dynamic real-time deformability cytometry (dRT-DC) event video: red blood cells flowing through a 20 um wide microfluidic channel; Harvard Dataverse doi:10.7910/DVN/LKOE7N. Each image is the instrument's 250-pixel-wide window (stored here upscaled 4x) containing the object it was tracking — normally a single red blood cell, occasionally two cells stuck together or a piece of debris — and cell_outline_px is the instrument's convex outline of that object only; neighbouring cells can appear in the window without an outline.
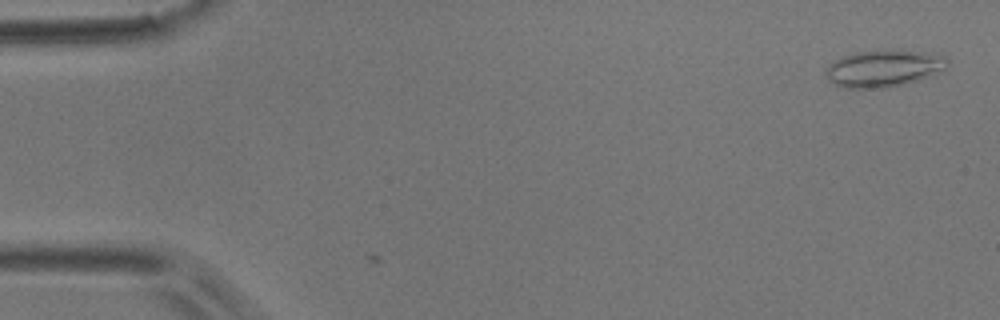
{"species": "common noctule bat (a hibernating species)", "species_latin": "Nyctalus noctula", "temperature_condition": "room temperature", "stored_images_in_passage": 3, "camera_frame_rate_fps": 3000, "um_per_image_px": 0.085, "animal": {"sex": "male", "body_mass_g": 17.9}, "frame": {"image": 1, "passage_image": 3, "time_ms": 0.667, "image_size_px": [1000, 320], "cell_outline_px": [[948, 68], [920, 80], [888, 88], [844, 88], [832, 84], [828, 80], [824, 72], [828, 64], [844, 56], [856, 52], [900, 48], [940, 52], [948, 56]], "centroid_in_image_um": [75.21, 5.78], "position_along_channel_um": 9.8, "area_um2": 27.34}}